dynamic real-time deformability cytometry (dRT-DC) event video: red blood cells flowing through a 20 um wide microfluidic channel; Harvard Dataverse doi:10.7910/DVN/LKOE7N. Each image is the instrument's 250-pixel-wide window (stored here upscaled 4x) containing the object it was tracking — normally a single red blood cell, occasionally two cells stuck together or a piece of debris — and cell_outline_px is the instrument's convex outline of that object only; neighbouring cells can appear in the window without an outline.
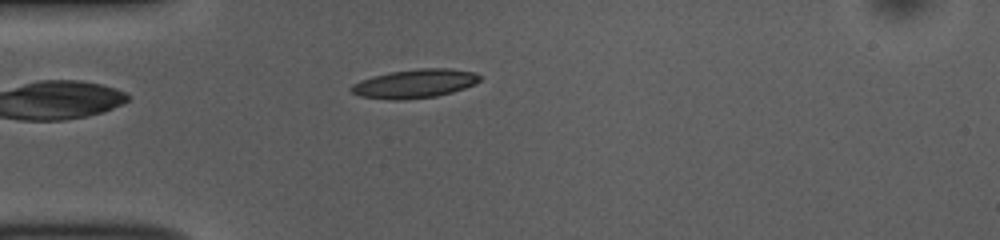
{"species": "common noctule bat (a hibernating species)", "species_latin": "Nyctalus noctula", "temperature_condition": "room temperature", "stored_images_in_passage": 40, "camera_frame_rate_fps": 3000, "um_per_image_px": 0.085, "animal": {"sex": "female", "body_mass_g": 10.0, "forearm_length_mm": 53.1}, "frame": {"image": 1, "passage_image": 1, "time_ms": 0.0, "image_size_px": [1000, 240], "cell_outline_px": [[484, 76], [480, 80], [464, 88], [452, 92], [436, 96], [400, 100], [396, 100], [360, 96], [352, 92], [348, 88], [352, 84], [360, 80], [372, 76], [392, 72], [420, 68], [448, 68], [476, 72]], "centroid_in_image_um": [35.26, 7.1], "position_along_channel_um": 49.7, "area_um2": 21.5}}
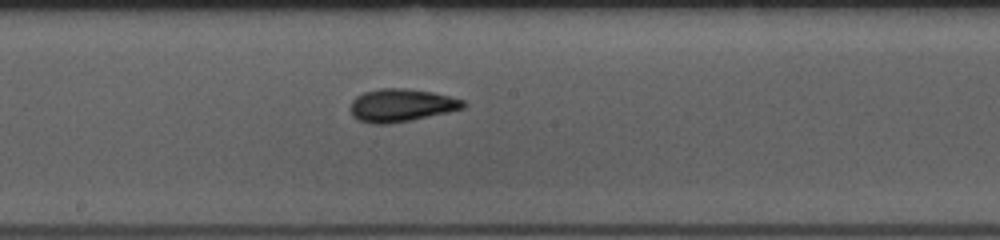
{"frame": {"image": 2, "passage_image": 15, "time_ms": 4.667, "image_size_px": [1000, 240], "cell_outline_px": [[468, 104], [464, 108], [448, 112], [412, 120], [388, 124], [372, 124], [356, 120], [352, 116], [352, 100], [356, 96], [364, 92], [380, 88], [404, 88], [432, 92], [464, 100]], "centroid_in_image_um": [34.11, 8.96], "position_along_channel_um": 214.1, "area_um2": 21.68}}
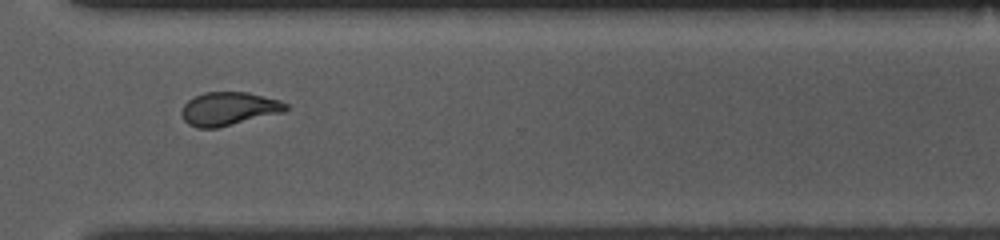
{"frame": {"image": 3, "passage_image": 26, "time_ms": 8.333, "image_size_px": [1000, 240], "cell_outline_px": [[288, 108], [284, 112], [216, 128], [196, 128], [188, 124], [184, 120], [180, 112], [184, 104], [188, 100], [204, 92], [248, 92], [280, 100], [288, 104]], "centroid_in_image_um": [19.44, 9.24], "position_along_channel_um": 351.2, "area_um2": 20.29}, "authors_computed_cell_mechanics": {"area_um2": 20.8658, "velocity_mm_per_s": 3.7479, "shape_relaxation_time_tau1_ms": 3.2705, "shape_relaxation_time_tau2_ms": 2.1962, "deformation_change_tau1": 0.1271, "deformation_change_tau2": 0.0972}}